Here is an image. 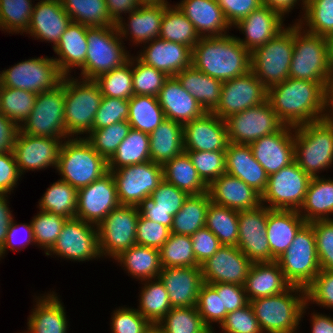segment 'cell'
<instances>
[{
  "mask_svg": "<svg viewBox=\"0 0 333 333\" xmlns=\"http://www.w3.org/2000/svg\"><path fill=\"white\" fill-rule=\"evenodd\" d=\"M222 310L227 313L242 308L249 303L244 285L221 283Z\"/></svg>",
  "mask_w": 333,
  "mask_h": 333,
  "instance_id": "cell-73",
  "label": "cell"
},
{
  "mask_svg": "<svg viewBox=\"0 0 333 333\" xmlns=\"http://www.w3.org/2000/svg\"><path fill=\"white\" fill-rule=\"evenodd\" d=\"M305 290L307 304L333 309V271L321 270Z\"/></svg>",
  "mask_w": 333,
  "mask_h": 333,
  "instance_id": "cell-67",
  "label": "cell"
},
{
  "mask_svg": "<svg viewBox=\"0 0 333 333\" xmlns=\"http://www.w3.org/2000/svg\"><path fill=\"white\" fill-rule=\"evenodd\" d=\"M230 34L201 37L192 49V65L223 82L247 74L251 53Z\"/></svg>",
  "mask_w": 333,
  "mask_h": 333,
  "instance_id": "cell-2",
  "label": "cell"
},
{
  "mask_svg": "<svg viewBox=\"0 0 333 333\" xmlns=\"http://www.w3.org/2000/svg\"><path fill=\"white\" fill-rule=\"evenodd\" d=\"M37 1L25 34L41 42H48L51 45L53 43L54 49L72 20L65 12L60 0Z\"/></svg>",
  "mask_w": 333,
  "mask_h": 333,
  "instance_id": "cell-27",
  "label": "cell"
},
{
  "mask_svg": "<svg viewBox=\"0 0 333 333\" xmlns=\"http://www.w3.org/2000/svg\"><path fill=\"white\" fill-rule=\"evenodd\" d=\"M297 24L309 33L328 37L333 33V0H305L304 13Z\"/></svg>",
  "mask_w": 333,
  "mask_h": 333,
  "instance_id": "cell-53",
  "label": "cell"
},
{
  "mask_svg": "<svg viewBox=\"0 0 333 333\" xmlns=\"http://www.w3.org/2000/svg\"><path fill=\"white\" fill-rule=\"evenodd\" d=\"M19 127L0 113V153L13 151L14 139Z\"/></svg>",
  "mask_w": 333,
  "mask_h": 333,
  "instance_id": "cell-75",
  "label": "cell"
},
{
  "mask_svg": "<svg viewBox=\"0 0 333 333\" xmlns=\"http://www.w3.org/2000/svg\"><path fill=\"white\" fill-rule=\"evenodd\" d=\"M266 100L267 88L250 70L245 75L223 82L220 101L212 113L225 120Z\"/></svg>",
  "mask_w": 333,
  "mask_h": 333,
  "instance_id": "cell-18",
  "label": "cell"
},
{
  "mask_svg": "<svg viewBox=\"0 0 333 333\" xmlns=\"http://www.w3.org/2000/svg\"><path fill=\"white\" fill-rule=\"evenodd\" d=\"M226 173L241 179L261 195L268 182V174L253 156L249 145L228 143L225 150Z\"/></svg>",
  "mask_w": 333,
  "mask_h": 333,
  "instance_id": "cell-35",
  "label": "cell"
},
{
  "mask_svg": "<svg viewBox=\"0 0 333 333\" xmlns=\"http://www.w3.org/2000/svg\"><path fill=\"white\" fill-rule=\"evenodd\" d=\"M297 164L311 177L333 167V117L294 128Z\"/></svg>",
  "mask_w": 333,
  "mask_h": 333,
  "instance_id": "cell-4",
  "label": "cell"
},
{
  "mask_svg": "<svg viewBox=\"0 0 333 333\" xmlns=\"http://www.w3.org/2000/svg\"><path fill=\"white\" fill-rule=\"evenodd\" d=\"M129 100L103 96L93 122V129H101L114 123L127 121Z\"/></svg>",
  "mask_w": 333,
  "mask_h": 333,
  "instance_id": "cell-64",
  "label": "cell"
},
{
  "mask_svg": "<svg viewBox=\"0 0 333 333\" xmlns=\"http://www.w3.org/2000/svg\"><path fill=\"white\" fill-rule=\"evenodd\" d=\"M251 265L250 259L237 246L223 245L200 265L202 280L208 284L244 285Z\"/></svg>",
  "mask_w": 333,
  "mask_h": 333,
  "instance_id": "cell-22",
  "label": "cell"
},
{
  "mask_svg": "<svg viewBox=\"0 0 333 333\" xmlns=\"http://www.w3.org/2000/svg\"><path fill=\"white\" fill-rule=\"evenodd\" d=\"M124 45L116 25L87 27V55L78 78L95 80L122 66L131 56L130 50L127 51Z\"/></svg>",
  "mask_w": 333,
  "mask_h": 333,
  "instance_id": "cell-7",
  "label": "cell"
},
{
  "mask_svg": "<svg viewBox=\"0 0 333 333\" xmlns=\"http://www.w3.org/2000/svg\"><path fill=\"white\" fill-rule=\"evenodd\" d=\"M73 22L87 27H107L111 22L105 0H60Z\"/></svg>",
  "mask_w": 333,
  "mask_h": 333,
  "instance_id": "cell-50",
  "label": "cell"
},
{
  "mask_svg": "<svg viewBox=\"0 0 333 333\" xmlns=\"http://www.w3.org/2000/svg\"><path fill=\"white\" fill-rule=\"evenodd\" d=\"M312 177L294 160L268 176L261 195L262 205L274 210H295L302 206Z\"/></svg>",
  "mask_w": 333,
  "mask_h": 333,
  "instance_id": "cell-12",
  "label": "cell"
},
{
  "mask_svg": "<svg viewBox=\"0 0 333 333\" xmlns=\"http://www.w3.org/2000/svg\"><path fill=\"white\" fill-rule=\"evenodd\" d=\"M211 202L234 210H250L259 207L261 194L241 179L228 173L222 174L208 186Z\"/></svg>",
  "mask_w": 333,
  "mask_h": 333,
  "instance_id": "cell-32",
  "label": "cell"
},
{
  "mask_svg": "<svg viewBox=\"0 0 333 333\" xmlns=\"http://www.w3.org/2000/svg\"><path fill=\"white\" fill-rule=\"evenodd\" d=\"M305 220L295 210L271 209L267 215V239L271 252V262L276 261L292 244L296 233Z\"/></svg>",
  "mask_w": 333,
  "mask_h": 333,
  "instance_id": "cell-37",
  "label": "cell"
},
{
  "mask_svg": "<svg viewBox=\"0 0 333 333\" xmlns=\"http://www.w3.org/2000/svg\"><path fill=\"white\" fill-rule=\"evenodd\" d=\"M299 3V4H298ZM262 5L267 6L276 12H278L284 19L289 15V13L292 12L295 7L297 6L300 7L301 5V11L300 10V18L294 20V23H297L301 18L304 13V8H305V0H262ZM297 5V6H296ZM286 15V16H285Z\"/></svg>",
  "mask_w": 333,
  "mask_h": 333,
  "instance_id": "cell-76",
  "label": "cell"
},
{
  "mask_svg": "<svg viewBox=\"0 0 333 333\" xmlns=\"http://www.w3.org/2000/svg\"><path fill=\"white\" fill-rule=\"evenodd\" d=\"M119 306L111 315V333H145L151 323L136 308Z\"/></svg>",
  "mask_w": 333,
  "mask_h": 333,
  "instance_id": "cell-63",
  "label": "cell"
},
{
  "mask_svg": "<svg viewBox=\"0 0 333 333\" xmlns=\"http://www.w3.org/2000/svg\"><path fill=\"white\" fill-rule=\"evenodd\" d=\"M22 232L24 233L23 238L20 236ZM18 235L21 237V240L19 241L17 239V237H19ZM29 245L36 246L31 221L29 223L18 224L13 218L7 231L5 243L0 249V260L7 255L8 250L19 252L21 249H25Z\"/></svg>",
  "mask_w": 333,
  "mask_h": 333,
  "instance_id": "cell-69",
  "label": "cell"
},
{
  "mask_svg": "<svg viewBox=\"0 0 333 333\" xmlns=\"http://www.w3.org/2000/svg\"><path fill=\"white\" fill-rule=\"evenodd\" d=\"M57 294L50 290L33 296L35 305L27 318V330L22 333H68L66 309Z\"/></svg>",
  "mask_w": 333,
  "mask_h": 333,
  "instance_id": "cell-30",
  "label": "cell"
},
{
  "mask_svg": "<svg viewBox=\"0 0 333 333\" xmlns=\"http://www.w3.org/2000/svg\"><path fill=\"white\" fill-rule=\"evenodd\" d=\"M311 332L310 333H333V317L325 313L315 312L310 316Z\"/></svg>",
  "mask_w": 333,
  "mask_h": 333,
  "instance_id": "cell-78",
  "label": "cell"
},
{
  "mask_svg": "<svg viewBox=\"0 0 333 333\" xmlns=\"http://www.w3.org/2000/svg\"><path fill=\"white\" fill-rule=\"evenodd\" d=\"M321 270L333 271V220L311 222Z\"/></svg>",
  "mask_w": 333,
  "mask_h": 333,
  "instance_id": "cell-65",
  "label": "cell"
},
{
  "mask_svg": "<svg viewBox=\"0 0 333 333\" xmlns=\"http://www.w3.org/2000/svg\"><path fill=\"white\" fill-rule=\"evenodd\" d=\"M270 210L261 204L255 209L241 210L238 213L237 247L252 263L271 262L266 236L267 215Z\"/></svg>",
  "mask_w": 333,
  "mask_h": 333,
  "instance_id": "cell-21",
  "label": "cell"
},
{
  "mask_svg": "<svg viewBox=\"0 0 333 333\" xmlns=\"http://www.w3.org/2000/svg\"><path fill=\"white\" fill-rule=\"evenodd\" d=\"M63 141L60 138L31 136L18 129L13 153L22 177L28 171L56 169Z\"/></svg>",
  "mask_w": 333,
  "mask_h": 333,
  "instance_id": "cell-20",
  "label": "cell"
},
{
  "mask_svg": "<svg viewBox=\"0 0 333 333\" xmlns=\"http://www.w3.org/2000/svg\"><path fill=\"white\" fill-rule=\"evenodd\" d=\"M208 191L198 195H189L181 209L173 216L170 233L191 236L205 227L209 204Z\"/></svg>",
  "mask_w": 333,
  "mask_h": 333,
  "instance_id": "cell-44",
  "label": "cell"
},
{
  "mask_svg": "<svg viewBox=\"0 0 333 333\" xmlns=\"http://www.w3.org/2000/svg\"><path fill=\"white\" fill-rule=\"evenodd\" d=\"M199 177L209 186L226 173L225 151H185Z\"/></svg>",
  "mask_w": 333,
  "mask_h": 333,
  "instance_id": "cell-62",
  "label": "cell"
},
{
  "mask_svg": "<svg viewBox=\"0 0 333 333\" xmlns=\"http://www.w3.org/2000/svg\"><path fill=\"white\" fill-rule=\"evenodd\" d=\"M157 100L165 117L182 125L206 113L196 99L183 88L176 76L166 79Z\"/></svg>",
  "mask_w": 333,
  "mask_h": 333,
  "instance_id": "cell-33",
  "label": "cell"
},
{
  "mask_svg": "<svg viewBox=\"0 0 333 333\" xmlns=\"http://www.w3.org/2000/svg\"><path fill=\"white\" fill-rule=\"evenodd\" d=\"M165 333H207L197 307L172 308L158 323Z\"/></svg>",
  "mask_w": 333,
  "mask_h": 333,
  "instance_id": "cell-56",
  "label": "cell"
},
{
  "mask_svg": "<svg viewBox=\"0 0 333 333\" xmlns=\"http://www.w3.org/2000/svg\"><path fill=\"white\" fill-rule=\"evenodd\" d=\"M35 0H0V30L25 34L29 28Z\"/></svg>",
  "mask_w": 333,
  "mask_h": 333,
  "instance_id": "cell-54",
  "label": "cell"
},
{
  "mask_svg": "<svg viewBox=\"0 0 333 333\" xmlns=\"http://www.w3.org/2000/svg\"><path fill=\"white\" fill-rule=\"evenodd\" d=\"M117 265L139 281L156 279L162 270L158 249L135 244L114 259Z\"/></svg>",
  "mask_w": 333,
  "mask_h": 333,
  "instance_id": "cell-41",
  "label": "cell"
},
{
  "mask_svg": "<svg viewBox=\"0 0 333 333\" xmlns=\"http://www.w3.org/2000/svg\"><path fill=\"white\" fill-rule=\"evenodd\" d=\"M105 97L129 100L134 96L132 87L131 56L122 66L100 75L94 80Z\"/></svg>",
  "mask_w": 333,
  "mask_h": 333,
  "instance_id": "cell-57",
  "label": "cell"
},
{
  "mask_svg": "<svg viewBox=\"0 0 333 333\" xmlns=\"http://www.w3.org/2000/svg\"><path fill=\"white\" fill-rule=\"evenodd\" d=\"M294 50V22L251 53V71L268 89L289 78Z\"/></svg>",
  "mask_w": 333,
  "mask_h": 333,
  "instance_id": "cell-9",
  "label": "cell"
},
{
  "mask_svg": "<svg viewBox=\"0 0 333 333\" xmlns=\"http://www.w3.org/2000/svg\"><path fill=\"white\" fill-rule=\"evenodd\" d=\"M194 25L200 37L227 35L232 27L216 0H180L175 4Z\"/></svg>",
  "mask_w": 333,
  "mask_h": 333,
  "instance_id": "cell-34",
  "label": "cell"
},
{
  "mask_svg": "<svg viewBox=\"0 0 333 333\" xmlns=\"http://www.w3.org/2000/svg\"><path fill=\"white\" fill-rule=\"evenodd\" d=\"M158 38L181 43L193 49L201 37L180 9L175 4H170L165 9Z\"/></svg>",
  "mask_w": 333,
  "mask_h": 333,
  "instance_id": "cell-49",
  "label": "cell"
},
{
  "mask_svg": "<svg viewBox=\"0 0 333 333\" xmlns=\"http://www.w3.org/2000/svg\"><path fill=\"white\" fill-rule=\"evenodd\" d=\"M121 205L137 206L163 181V167L149 160L111 171Z\"/></svg>",
  "mask_w": 333,
  "mask_h": 333,
  "instance_id": "cell-17",
  "label": "cell"
},
{
  "mask_svg": "<svg viewBox=\"0 0 333 333\" xmlns=\"http://www.w3.org/2000/svg\"><path fill=\"white\" fill-rule=\"evenodd\" d=\"M193 252L199 265L212 257L223 245L206 227L198 229L191 235Z\"/></svg>",
  "mask_w": 333,
  "mask_h": 333,
  "instance_id": "cell-70",
  "label": "cell"
},
{
  "mask_svg": "<svg viewBox=\"0 0 333 333\" xmlns=\"http://www.w3.org/2000/svg\"><path fill=\"white\" fill-rule=\"evenodd\" d=\"M225 122L228 141L245 145L275 133L284 126L268 100L260 105L230 115L225 119Z\"/></svg>",
  "mask_w": 333,
  "mask_h": 333,
  "instance_id": "cell-16",
  "label": "cell"
},
{
  "mask_svg": "<svg viewBox=\"0 0 333 333\" xmlns=\"http://www.w3.org/2000/svg\"><path fill=\"white\" fill-rule=\"evenodd\" d=\"M196 307L204 324L210 330H216L214 325L220 326L227 315L226 310H222L221 283L203 282L199 289Z\"/></svg>",
  "mask_w": 333,
  "mask_h": 333,
  "instance_id": "cell-58",
  "label": "cell"
},
{
  "mask_svg": "<svg viewBox=\"0 0 333 333\" xmlns=\"http://www.w3.org/2000/svg\"><path fill=\"white\" fill-rule=\"evenodd\" d=\"M64 76L59 85L37 95L34 107L19 127L25 134L38 137L70 138L65 128Z\"/></svg>",
  "mask_w": 333,
  "mask_h": 333,
  "instance_id": "cell-11",
  "label": "cell"
},
{
  "mask_svg": "<svg viewBox=\"0 0 333 333\" xmlns=\"http://www.w3.org/2000/svg\"><path fill=\"white\" fill-rule=\"evenodd\" d=\"M87 26L78 22H71L61 35L53 49L56 56L53 59L64 76H71L73 68H81L85 64L87 55Z\"/></svg>",
  "mask_w": 333,
  "mask_h": 333,
  "instance_id": "cell-36",
  "label": "cell"
},
{
  "mask_svg": "<svg viewBox=\"0 0 333 333\" xmlns=\"http://www.w3.org/2000/svg\"><path fill=\"white\" fill-rule=\"evenodd\" d=\"M72 76H64L65 128L70 138H82L93 130V122L103 95L94 80Z\"/></svg>",
  "mask_w": 333,
  "mask_h": 333,
  "instance_id": "cell-5",
  "label": "cell"
},
{
  "mask_svg": "<svg viewBox=\"0 0 333 333\" xmlns=\"http://www.w3.org/2000/svg\"><path fill=\"white\" fill-rule=\"evenodd\" d=\"M137 53V57L142 62L164 72L169 77L176 76L192 65L190 47L160 38L143 44Z\"/></svg>",
  "mask_w": 333,
  "mask_h": 333,
  "instance_id": "cell-26",
  "label": "cell"
},
{
  "mask_svg": "<svg viewBox=\"0 0 333 333\" xmlns=\"http://www.w3.org/2000/svg\"><path fill=\"white\" fill-rule=\"evenodd\" d=\"M284 21L285 19L278 12L262 5L238 21L232 28L244 34L243 39L238 36L236 38L252 53L282 31L286 27Z\"/></svg>",
  "mask_w": 333,
  "mask_h": 333,
  "instance_id": "cell-28",
  "label": "cell"
},
{
  "mask_svg": "<svg viewBox=\"0 0 333 333\" xmlns=\"http://www.w3.org/2000/svg\"><path fill=\"white\" fill-rule=\"evenodd\" d=\"M63 76L53 56L32 57L0 71V86L27 90L38 95L59 85Z\"/></svg>",
  "mask_w": 333,
  "mask_h": 333,
  "instance_id": "cell-13",
  "label": "cell"
},
{
  "mask_svg": "<svg viewBox=\"0 0 333 333\" xmlns=\"http://www.w3.org/2000/svg\"><path fill=\"white\" fill-rule=\"evenodd\" d=\"M263 333H295L308 311L306 290L291 286L281 294L249 301Z\"/></svg>",
  "mask_w": 333,
  "mask_h": 333,
  "instance_id": "cell-3",
  "label": "cell"
},
{
  "mask_svg": "<svg viewBox=\"0 0 333 333\" xmlns=\"http://www.w3.org/2000/svg\"><path fill=\"white\" fill-rule=\"evenodd\" d=\"M151 160L149 135L131 128L126 138L107 161L108 171Z\"/></svg>",
  "mask_w": 333,
  "mask_h": 333,
  "instance_id": "cell-45",
  "label": "cell"
},
{
  "mask_svg": "<svg viewBox=\"0 0 333 333\" xmlns=\"http://www.w3.org/2000/svg\"><path fill=\"white\" fill-rule=\"evenodd\" d=\"M184 151H225L228 133L225 120L212 112L183 125Z\"/></svg>",
  "mask_w": 333,
  "mask_h": 333,
  "instance_id": "cell-24",
  "label": "cell"
},
{
  "mask_svg": "<svg viewBox=\"0 0 333 333\" xmlns=\"http://www.w3.org/2000/svg\"><path fill=\"white\" fill-rule=\"evenodd\" d=\"M67 220L68 218L42 210L31 219L36 246L44 250L45 254L55 244Z\"/></svg>",
  "mask_w": 333,
  "mask_h": 333,
  "instance_id": "cell-61",
  "label": "cell"
},
{
  "mask_svg": "<svg viewBox=\"0 0 333 333\" xmlns=\"http://www.w3.org/2000/svg\"><path fill=\"white\" fill-rule=\"evenodd\" d=\"M183 125L165 119L150 135V158L156 164L164 165L184 152Z\"/></svg>",
  "mask_w": 333,
  "mask_h": 333,
  "instance_id": "cell-40",
  "label": "cell"
},
{
  "mask_svg": "<svg viewBox=\"0 0 333 333\" xmlns=\"http://www.w3.org/2000/svg\"><path fill=\"white\" fill-rule=\"evenodd\" d=\"M78 190L61 179L53 182L38 201V208L61 217L76 218Z\"/></svg>",
  "mask_w": 333,
  "mask_h": 333,
  "instance_id": "cell-48",
  "label": "cell"
},
{
  "mask_svg": "<svg viewBox=\"0 0 333 333\" xmlns=\"http://www.w3.org/2000/svg\"><path fill=\"white\" fill-rule=\"evenodd\" d=\"M276 262L292 286L306 289L313 282L321 268L311 223L299 229L292 244Z\"/></svg>",
  "mask_w": 333,
  "mask_h": 333,
  "instance_id": "cell-10",
  "label": "cell"
},
{
  "mask_svg": "<svg viewBox=\"0 0 333 333\" xmlns=\"http://www.w3.org/2000/svg\"><path fill=\"white\" fill-rule=\"evenodd\" d=\"M331 64L327 37L309 33L294 23L289 77L327 84Z\"/></svg>",
  "mask_w": 333,
  "mask_h": 333,
  "instance_id": "cell-8",
  "label": "cell"
},
{
  "mask_svg": "<svg viewBox=\"0 0 333 333\" xmlns=\"http://www.w3.org/2000/svg\"><path fill=\"white\" fill-rule=\"evenodd\" d=\"M325 89H326V105L328 110V116L333 117V63L331 64L328 82L326 84Z\"/></svg>",
  "mask_w": 333,
  "mask_h": 333,
  "instance_id": "cell-79",
  "label": "cell"
},
{
  "mask_svg": "<svg viewBox=\"0 0 333 333\" xmlns=\"http://www.w3.org/2000/svg\"><path fill=\"white\" fill-rule=\"evenodd\" d=\"M145 333H165L158 324H151Z\"/></svg>",
  "mask_w": 333,
  "mask_h": 333,
  "instance_id": "cell-80",
  "label": "cell"
},
{
  "mask_svg": "<svg viewBox=\"0 0 333 333\" xmlns=\"http://www.w3.org/2000/svg\"><path fill=\"white\" fill-rule=\"evenodd\" d=\"M188 196L186 192L163 179L151 196L145 197L136 207L144 218L171 229L173 216L181 209Z\"/></svg>",
  "mask_w": 333,
  "mask_h": 333,
  "instance_id": "cell-31",
  "label": "cell"
},
{
  "mask_svg": "<svg viewBox=\"0 0 333 333\" xmlns=\"http://www.w3.org/2000/svg\"><path fill=\"white\" fill-rule=\"evenodd\" d=\"M105 2L114 25L123 18V15L127 16L141 5L138 0H105Z\"/></svg>",
  "mask_w": 333,
  "mask_h": 333,
  "instance_id": "cell-74",
  "label": "cell"
},
{
  "mask_svg": "<svg viewBox=\"0 0 333 333\" xmlns=\"http://www.w3.org/2000/svg\"><path fill=\"white\" fill-rule=\"evenodd\" d=\"M8 197L10 194H0V249L5 243L9 225L15 217L9 208Z\"/></svg>",
  "mask_w": 333,
  "mask_h": 333,
  "instance_id": "cell-77",
  "label": "cell"
},
{
  "mask_svg": "<svg viewBox=\"0 0 333 333\" xmlns=\"http://www.w3.org/2000/svg\"><path fill=\"white\" fill-rule=\"evenodd\" d=\"M291 286L276 261L252 263L244 284L249 301L281 294Z\"/></svg>",
  "mask_w": 333,
  "mask_h": 333,
  "instance_id": "cell-38",
  "label": "cell"
},
{
  "mask_svg": "<svg viewBox=\"0 0 333 333\" xmlns=\"http://www.w3.org/2000/svg\"><path fill=\"white\" fill-rule=\"evenodd\" d=\"M170 229L160 223L139 216L136 230V244L160 249L168 240Z\"/></svg>",
  "mask_w": 333,
  "mask_h": 333,
  "instance_id": "cell-68",
  "label": "cell"
},
{
  "mask_svg": "<svg viewBox=\"0 0 333 333\" xmlns=\"http://www.w3.org/2000/svg\"><path fill=\"white\" fill-rule=\"evenodd\" d=\"M139 216L136 206L120 205L96 226L101 258L114 260L123 251L136 244Z\"/></svg>",
  "mask_w": 333,
  "mask_h": 333,
  "instance_id": "cell-14",
  "label": "cell"
},
{
  "mask_svg": "<svg viewBox=\"0 0 333 333\" xmlns=\"http://www.w3.org/2000/svg\"><path fill=\"white\" fill-rule=\"evenodd\" d=\"M306 223L333 220V179L312 177L304 202L298 210ZM330 216V217H329Z\"/></svg>",
  "mask_w": 333,
  "mask_h": 333,
  "instance_id": "cell-39",
  "label": "cell"
},
{
  "mask_svg": "<svg viewBox=\"0 0 333 333\" xmlns=\"http://www.w3.org/2000/svg\"><path fill=\"white\" fill-rule=\"evenodd\" d=\"M219 328L222 333H263L250 303L227 313Z\"/></svg>",
  "mask_w": 333,
  "mask_h": 333,
  "instance_id": "cell-66",
  "label": "cell"
},
{
  "mask_svg": "<svg viewBox=\"0 0 333 333\" xmlns=\"http://www.w3.org/2000/svg\"><path fill=\"white\" fill-rule=\"evenodd\" d=\"M169 5L170 3L140 5L128 14L127 21L123 17L115 24L119 36L123 41L129 40L133 43L132 45H136L135 47H141L143 44L157 39L165 9Z\"/></svg>",
  "mask_w": 333,
  "mask_h": 333,
  "instance_id": "cell-23",
  "label": "cell"
},
{
  "mask_svg": "<svg viewBox=\"0 0 333 333\" xmlns=\"http://www.w3.org/2000/svg\"><path fill=\"white\" fill-rule=\"evenodd\" d=\"M176 77L206 112H212L217 107L223 81L204 74L193 65L179 72Z\"/></svg>",
  "mask_w": 333,
  "mask_h": 333,
  "instance_id": "cell-42",
  "label": "cell"
},
{
  "mask_svg": "<svg viewBox=\"0 0 333 333\" xmlns=\"http://www.w3.org/2000/svg\"><path fill=\"white\" fill-rule=\"evenodd\" d=\"M325 87L324 82L289 77L267 89V100L279 120L295 128L329 117Z\"/></svg>",
  "mask_w": 333,
  "mask_h": 333,
  "instance_id": "cell-1",
  "label": "cell"
},
{
  "mask_svg": "<svg viewBox=\"0 0 333 333\" xmlns=\"http://www.w3.org/2000/svg\"><path fill=\"white\" fill-rule=\"evenodd\" d=\"M238 213V210L211 202L207 210L205 227L218 238L222 245L237 246Z\"/></svg>",
  "mask_w": 333,
  "mask_h": 333,
  "instance_id": "cell-51",
  "label": "cell"
},
{
  "mask_svg": "<svg viewBox=\"0 0 333 333\" xmlns=\"http://www.w3.org/2000/svg\"><path fill=\"white\" fill-rule=\"evenodd\" d=\"M162 167L164 180L188 195H198L208 191V186L199 177L185 151L166 162Z\"/></svg>",
  "mask_w": 333,
  "mask_h": 333,
  "instance_id": "cell-43",
  "label": "cell"
},
{
  "mask_svg": "<svg viewBox=\"0 0 333 333\" xmlns=\"http://www.w3.org/2000/svg\"><path fill=\"white\" fill-rule=\"evenodd\" d=\"M36 98L37 94L27 90L0 86V113L20 127L30 115Z\"/></svg>",
  "mask_w": 333,
  "mask_h": 333,
  "instance_id": "cell-52",
  "label": "cell"
},
{
  "mask_svg": "<svg viewBox=\"0 0 333 333\" xmlns=\"http://www.w3.org/2000/svg\"><path fill=\"white\" fill-rule=\"evenodd\" d=\"M13 151L0 153V194H10L22 180Z\"/></svg>",
  "mask_w": 333,
  "mask_h": 333,
  "instance_id": "cell-71",
  "label": "cell"
},
{
  "mask_svg": "<svg viewBox=\"0 0 333 333\" xmlns=\"http://www.w3.org/2000/svg\"><path fill=\"white\" fill-rule=\"evenodd\" d=\"M166 119L157 97L134 95L129 99L128 123L133 129L150 135Z\"/></svg>",
  "mask_w": 333,
  "mask_h": 333,
  "instance_id": "cell-47",
  "label": "cell"
},
{
  "mask_svg": "<svg viewBox=\"0 0 333 333\" xmlns=\"http://www.w3.org/2000/svg\"><path fill=\"white\" fill-rule=\"evenodd\" d=\"M131 64L134 95H150L157 97L169 76L145 64L136 55L133 56V54L131 56Z\"/></svg>",
  "mask_w": 333,
  "mask_h": 333,
  "instance_id": "cell-60",
  "label": "cell"
},
{
  "mask_svg": "<svg viewBox=\"0 0 333 333\" xmlns=\"http://www.w3.org/2000/svg\"><path fill=\"white\" fill-rule=\"evenodd\" d=\"M130 130L128 121H122L101 129H93L85 138L94 150L108 161Z\"/></svg>",
  "mask_w": 333,
  "mask_h": 333,
  "instance_id": "cell-59",
  "label": "cell"
},
{
  "mask_svg": "<svg viewBox=\"0 0 333 333\" xmlns=\"http://www.w3.org/2000/svg\"><path fill=\"white\" fill-rule=\"evenodd\" d=\"M158 278L166 288L172 308L197 305L203 283L200 266L162 268Z\"/></svg>",
  "mask_w": 333,
  "mask_h": 333,
  "instance_id": "cell-29",
  "label": "cell"
},
{
  "mask_svg": "<svg viewBox=\"0 0 333 333\" xmlns=\"http://www.w3.org/2000/svg\"><path fill=\"white\" fill-rule=\"evenodd\" d=\"M138 312L151 324H157L171 309V302L159 278L140 281Z\"/></svg>",
  "mask_w": 333,
  "mask_h": 333,
  "instance_id": "cell-46",
  "label": "cell"
},
{
  "mask_svg": "<svg viewBox=\"0 0 333 333\" xmlns=\"http://www.w3.org/2000/svg\"><path fill=\"white\" fill-rule=\"evenodd\" d=\"M159 253L162 268L200 266L193 252L191 236L170 233Z\"/></svg>",
  "mask_w": 333,
  "mask_h": 333,
  "instance_id": "cell-55",
  "label": "cell"
},
{
  "mask_svg": "<svg viewBox=\"0 0 333 333\" xmlns=\"http://www.w3.org/2000/svg\"><path fill=\"white\" fill-rule=\"evenodd\" d=\"M116 183L111 171L78 189L76 218L98 225L115 208L120 206Z\"/></svg>",
  "mask_w": 333,
  "mask_h": 333,
  "instance_id": "cell-19",
  "label": "cell"
},
{
  "mask_svg": "<svg viewBox=\"0 0 333 333\" xmlns=\"http://www.w3.org/2000/svg\"><path fill=\"white\" fill-rule=\"evenodd\" d=\"M56 171L61 180L78 190L104 175L108 164L85 137L67 138L61 145Z\"/></svg>",
  "mask_w": 333,
  "mask_h": 333,
  "instance_id": "cell-6",
  "label": "cell"
},
{
  "mask_svg": "<svg viewBox=\"0 0 333 333\" xmlns=\"http://www.w3.org/2000/svg\"><path fill=\"white\" fill-rule=\"evenodd\" d=\"M249 146L268 175L278 172L295 159L294 127L284 125L279 131L263 136Z\"/></svg>",
  "mask_w": 333,
  "mask_h": 333,
  "instance_id": "cell-25",
  "label": "cell"
},
{
  "mask_svg": "<svg viewBox=\"0 0 333 333\" xmlns=\"http://www.w3.org/2000/svg\"><path fill=\"white\" fill-rule=\"evenodd\" d=\"M46 256H57L71 262L100 260L97 227L83 220L68 219Z\"/></svg>",
  "mask_w": 333,
  "mask_h": 333,
  "instance_id": "cell-15",
  "label": "cell"
},
{
  "mask_svg": "<svg viewBox=\"0 0 333 333\" xmlns=\"http://www.w3.org/2000/svg\"><path fill=\"white\" fill-rule=\"evenodd\" d=\"M230 26L262 6V0H216Z\"/></svg>",
  "mask_w": 333,
  "mask_h": 333,
  "instance_id": "cell-72",
  "label": "cell"
}]
</instances>
